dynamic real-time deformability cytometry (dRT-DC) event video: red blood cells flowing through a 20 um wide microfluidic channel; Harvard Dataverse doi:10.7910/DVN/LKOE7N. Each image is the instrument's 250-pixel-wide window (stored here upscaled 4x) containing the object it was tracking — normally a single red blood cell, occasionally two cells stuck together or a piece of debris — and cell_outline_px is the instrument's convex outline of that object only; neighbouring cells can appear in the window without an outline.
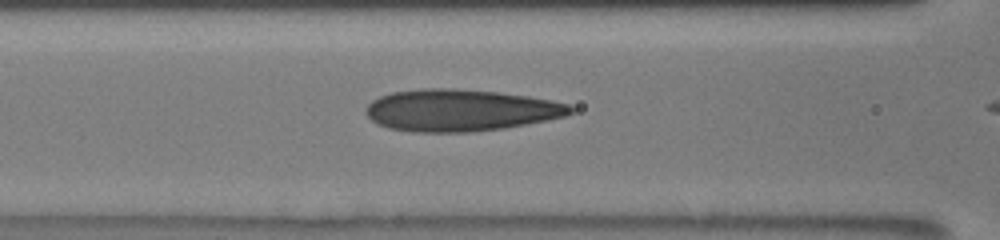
{"species": "human", "species_latin": "Homo sapiens", "temperature_condition": "room temperature", "stored_images_in_passage": 10, "camera_frame_rate_fps": 3000, "um_per_image_px": 0.085, "donor": {"sex": "male"}, "frame": {"image": 1, "passage_image": 9, "time_ms": 4.333, "image_size_px": [1000, 240], "cell_outline_px": [[576, 108], [572, 112], [564, 116], [504, 128], [472, 132], [412, 132], [388, 128], [376, 124], [364, 112], [364, 108], [372, 100], [380, 96], [392, 92], [420, 88], [452, 88], [496, 92], [528, 96], [552, 100], [568, 104]], "centroid_in_image_um": [39.08, 9.37], "position_along_channel_um": 127.5, "area_um2": 50.0}}